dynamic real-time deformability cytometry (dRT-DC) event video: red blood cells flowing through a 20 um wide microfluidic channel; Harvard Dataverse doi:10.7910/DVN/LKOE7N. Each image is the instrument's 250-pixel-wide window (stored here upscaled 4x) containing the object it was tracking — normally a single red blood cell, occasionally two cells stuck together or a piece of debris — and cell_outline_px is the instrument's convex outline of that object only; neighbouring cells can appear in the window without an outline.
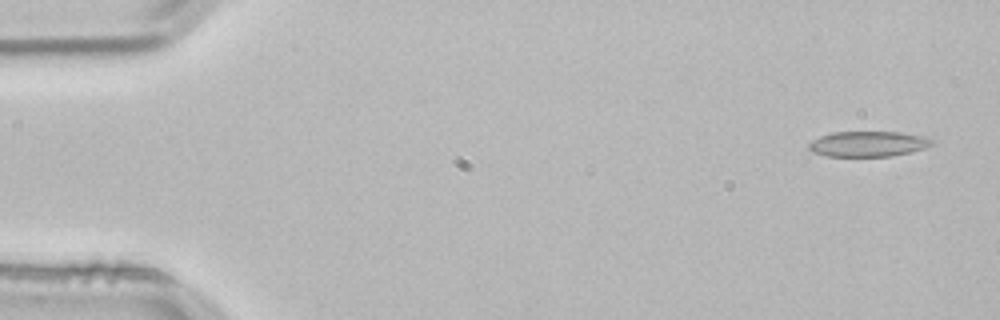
{"species": "common noctule bat (a hibernating species)", "species_latin": "Nyctalus noctula", "temperature_condition": "room temperature", "stored_images_in_passage": 4, "camera_frame_rate_fps": 3000, "um_per_image_px": 0.085, "animal": {"sex": "male", "body_mass_g": 21.5, "forearm_length_mm": 52.0}, "frame": {"image": 1, "passage_image": 1, "time_ms": 0.0, "image_size_px": [1000, 320], "cell_outline_px": [[932, 144], [924, 148], [912, 152], [892, 156], [828, 156], [812, 152], [808, 148], [808, 144], [812, 140], [820, 136], [832, 132], [900, 132], [924, 136], [932, 140]], "centroid_in_image_um": [73.77, 12.23], "position_along_channel_um": 11.2, "area_um2": 18.21}}